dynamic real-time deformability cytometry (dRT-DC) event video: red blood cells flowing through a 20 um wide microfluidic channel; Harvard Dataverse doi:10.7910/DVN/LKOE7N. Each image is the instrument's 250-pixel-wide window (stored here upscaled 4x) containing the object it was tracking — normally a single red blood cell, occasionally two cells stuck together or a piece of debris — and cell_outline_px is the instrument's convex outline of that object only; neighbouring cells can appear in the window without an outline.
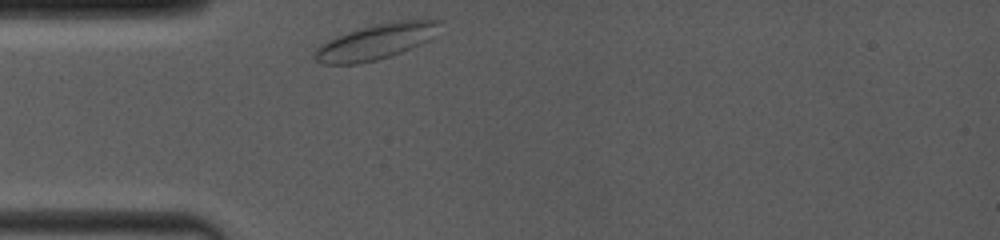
{"species": "common noctule bat (a hibernating species)", "species_latin": "Nyctalus noctula", "temperature_condition": "room temperature", "stored_images_in_passage": 18, "camera_frame_rate_fps": 4000, "um_per_image_px": 0.085, "animal": {"sex": "female", "body_mass_g": 19.0, "forearm_length_mm": 53.3}, "frame": {"image": 1, "passage_image": 1, "time_ms": 0.0, "image_size_px": [1000, 240], "cell_outline_px": [[440, 20], [432, 36], [428, 40], [420, 44], [400, 52], [376, 60], [356, 64], [324, 64], [316, 60], [312, 56], [316, 48], [320, 44], [336, 36], [360, 28], [396, 20]], "centroid_in_image_um": [31.86, 3.56], "position_along_channel_um": 53.1, "area_um2": 25.2}}
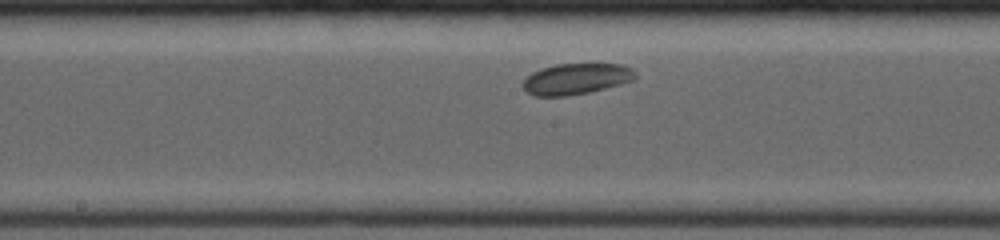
{"frame": {"image": 2, "passage_image": 10, "time_ms": 4.0, "image_size_px": [1000, 240], "cell_outline_px": [[636, 80], [588, 92], [568, 96], [536, 96], [528, 92], [524, 88], [524, 80], [532, 72], [556, 64], [624, 64], [632, 68], [636, 72]], "centroid_in_image_um": [49.03, 6.7], "position_along_channel_um": 199.2, "area_um2": 20.17}}
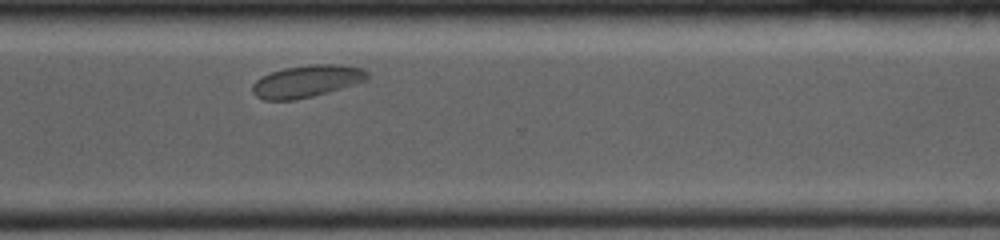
{"frame": {"image": 3, "passage_image": 18, "time_ms": 7.75, "image_size_px": [1000, 240], "cell_outline_px": [[368, 80], [328, 92], [296, 100], [264, 100], [256, 96], [252, 92], [252, 84], [256, 80], [272, 72], [284, 68], [312, 64], [336, 64], [364, 68], [368, 72]], "centroid_in_image_um": [26.09, 6.9], "position_along_channel_um": 344.5, "area_um2": 21.5}}